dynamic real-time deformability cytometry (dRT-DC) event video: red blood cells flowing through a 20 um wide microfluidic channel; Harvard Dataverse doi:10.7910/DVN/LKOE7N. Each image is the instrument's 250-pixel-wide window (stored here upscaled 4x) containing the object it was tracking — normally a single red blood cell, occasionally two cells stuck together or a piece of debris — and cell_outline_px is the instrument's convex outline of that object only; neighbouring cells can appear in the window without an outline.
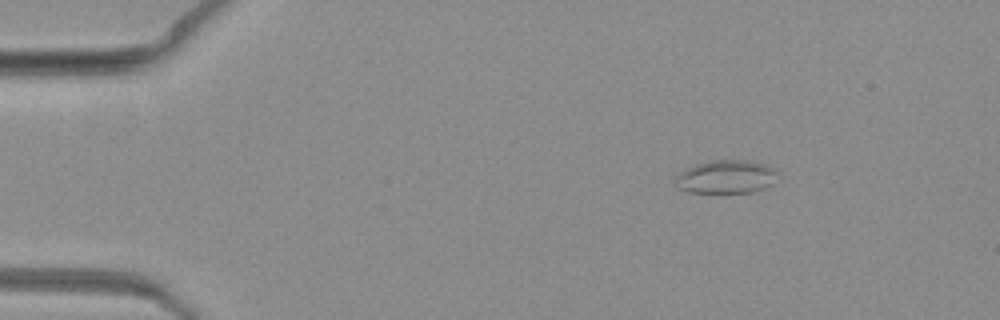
{"species": "common noctule bat (a hibernating species)", "species_latin": "Nyctalus noctula", "temperature_condition": "warm", "stored_images_in_passage": 2, "camera_frame_rate_fps": 3000, "um_per_image_px": 0.085, "animal": {"sex": "female", "body_mass_g": 19.3, "forearm_length_mm": 54.1}, "frame": {"image": 1, "passage_image": 1, "time_ms": 0.0, "image_size_px": [1000, 320], "cell_outline_px": [[780, 172], [772, 184], [764, 188], [752, 192], [720, 196], [688, 192], [676, 188], [672, 180], [680, 172], [696, 164], [712, 160], [748, 160], [764, 164]], "centroid_in_image_um": [61.67, 15.09], "position_along_channel_um": 23.3, "area_um2": 20.92}}